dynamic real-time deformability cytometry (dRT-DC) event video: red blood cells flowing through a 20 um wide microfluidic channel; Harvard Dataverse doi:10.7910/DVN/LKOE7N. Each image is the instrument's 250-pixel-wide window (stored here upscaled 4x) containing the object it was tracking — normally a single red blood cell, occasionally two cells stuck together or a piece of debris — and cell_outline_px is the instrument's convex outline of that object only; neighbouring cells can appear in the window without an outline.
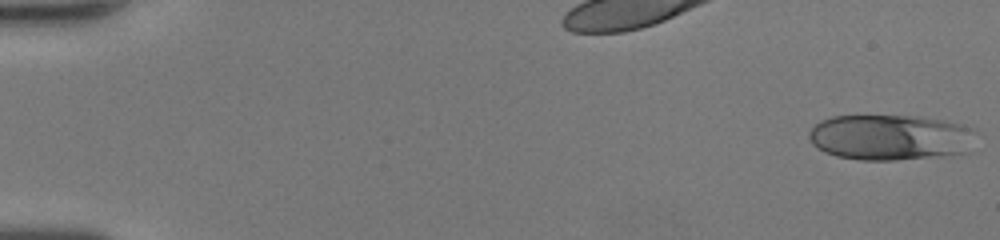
{"species": "human", "species_latin": "Homo sapiens", "temperature_condition": "room temperature", "stored_images_in_passage": 48, "camera_frame_rate_fps": 3000, "um_per_image_px": 0.085, "donor": {"sex": "female"}, "frame": {"image": 1, "passage_image": 1, "time_ms": 0.0, "image_size_px": [1000, 240], "cell_outline_px": [[976, 128], [968, 152], [940, 156], [896, 160], [860, 160], [836, 156], [824, 152], [812, 144], [808, 136], [808, 132], [820, 120], [832, 116], [920, 116], [944, 120]], "centroid_in_image_um": [75.66, 11.67], "position_along_channel_um": 9.3, "area_um2": 44.68}}
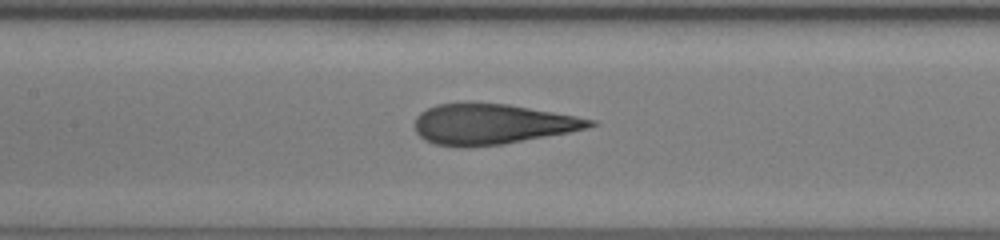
{"frame": {"image": 2, "passage_image": 24, "time_ms": 7.667, "image_size_px": [1000, 240], "cell_outline_px": [[596, 124], [588, 128], [568, 132], [504, 144], [468, 148], [464, 148], [432, 144], [424, 140], [416, 132], [416, 116], [420, 112], [436, 104], [508, 104], [576, 116], [596, 120]], "centroid_in_image_um": [41.8, 10.58], "position_along_channel_um": 165.6, "area_um2": 40.98}}
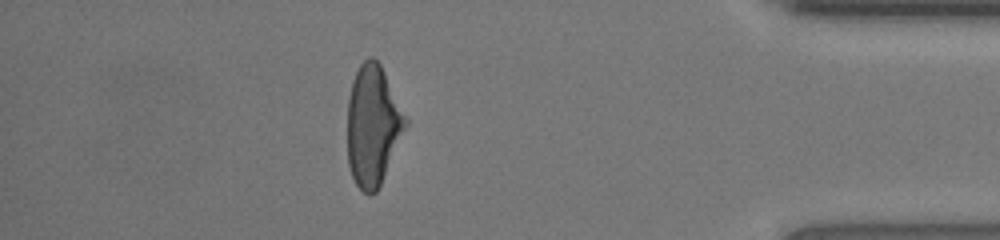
{"frame": {"image": 3, "passage_image": 43, "time_ms": 14.0, "image_size_px": [1000, 240], "cell_outline_px": [[408, 124], [380, 184], [376, 192], [368, 196], [356, 184], [352, 176], [348, 164], [348, 96], [352, 80], [360, 64], [368, 56], [372, 56], [380, 64], [408, 120]], "centroid_in_image_um": [31.68, 10.66], "position_along_channel_um": 403.5, "area_um2": 40.52}, "authors_computed_cell_mechanics": {"area_um2": 41.7894, "velocity_mm_per_s": 4.3393, "shape_relaxation_time_tau1_ms": 5.4587, "shape_relaxation_time_tau2_ms": 0.8476, "deformation_change_tau1": 0.2387, "deformation_change_tau2": 0.1001}}